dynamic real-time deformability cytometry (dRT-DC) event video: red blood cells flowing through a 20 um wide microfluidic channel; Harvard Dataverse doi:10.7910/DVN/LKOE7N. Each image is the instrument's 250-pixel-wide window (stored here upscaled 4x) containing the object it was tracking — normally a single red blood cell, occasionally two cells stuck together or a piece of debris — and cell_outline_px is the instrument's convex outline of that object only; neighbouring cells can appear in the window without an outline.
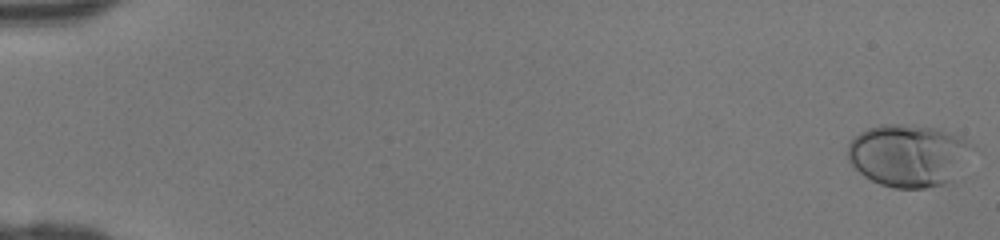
{"species": "human", "species_latin": "Homo sapiens", "temperature_condition": "room temperature", "stored_images_in_passage": 47, "camera_frame_rate_fps": 3000, "um_per_image_px": 0.085, "donor": {"sex": "female"}, "frame": {"image": 1, "passage_image": 1, "time_ms": 0.0, "image_size_px": [1000, 240], "cell_outline_px": [[976, 148], [964, 180], [956, 184], [928, 188], [892, 188], [880, 184], [864, 176], [848, 160], [848, 144], [860, 132], [868, 128], [880, 124], [896, 124], [940, 128], [960, 136], [972, 144]], "centroid_in_image_um": [77.42, 13.26], "position_along_channel_um": 7.6, "area_um2": 47.4}}
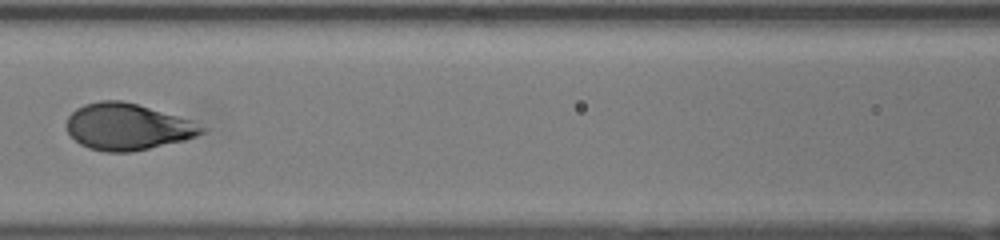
{"frame": {"image": 2, "passage_image": 23, "time_ms": 7.333, "image_size_px": [1000, 240], "cell_outline_px": [[208, 128], [204, 132], [196, 136], [184, 140], [132, 152], [104, 152], [88, 148], [80, 144], [68, 132], [68, 116], [76, 108], [84, 104], [100, 100], [120, 100], [136, 104], [192, 120]], "centroid_in_image_um": [10.85, 10.78], "position_along_channel_um": 155.8, "area_um2": 36.53}}
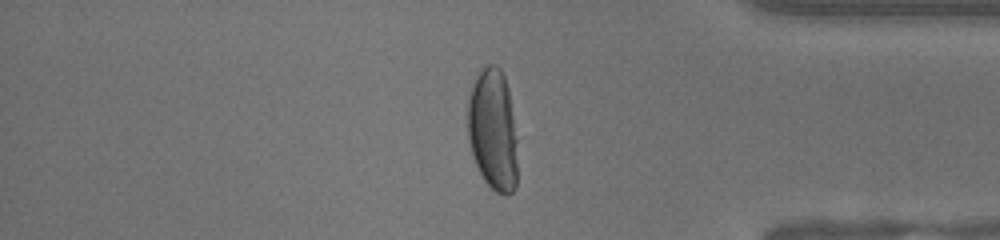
{"frame": {"image": 3, "passage_image": 40, "time_ms": 13.0, "image_size_px": [1000, 240], "cell_outline_px": [[516, 188], [512, 192], [496, 192], [484, 180], [472, 156], [468, 140], [468, 100], [472, 84], [480, 72], [488, 64], [496, 64], [500, 68], [504, 76], [508, 88], [516, 140]], "centroid_in_image_um": [41.88, 11.02], "position_along_channel_um": 393.3, "area_um2": 34.91}}